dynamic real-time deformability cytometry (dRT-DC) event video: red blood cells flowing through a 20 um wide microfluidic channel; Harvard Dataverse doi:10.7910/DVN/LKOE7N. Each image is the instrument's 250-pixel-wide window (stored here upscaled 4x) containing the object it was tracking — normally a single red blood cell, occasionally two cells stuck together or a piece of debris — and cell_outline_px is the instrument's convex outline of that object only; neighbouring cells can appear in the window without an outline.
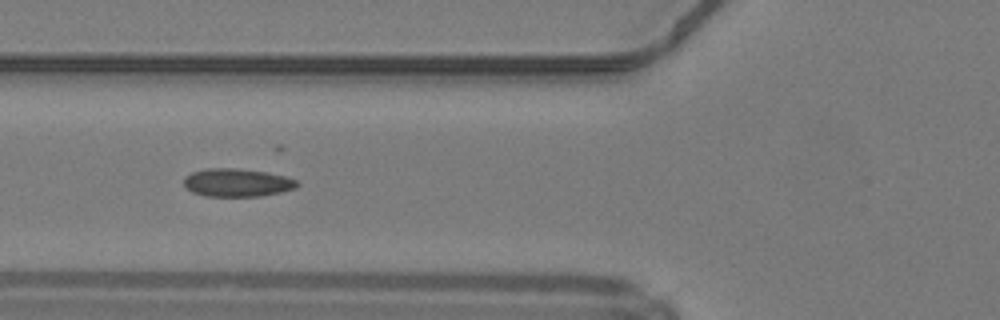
{"species": "common noctule bat (a hibernating species)", "species_latin": "Nyctalus noctula", "temperature_condition": "warm", "stored_images_in_passage": 35, "camera_frame_rate_fps": 3000, "um_per_image_px": 0.085, "animal": {"sex": "male", "body_mass_g": 19.2, "forearm_length_mm": 51.8}, "frame": {"image": 1, "passage_image": 6, "time_ms": 1.667, "image_size_px": [1000, 320], "cell_outline_px": [[300, 184], [296, 188], [280, 192], [260, 196], [204, 196], [192, 192], [184, 184], [184, 176], [192, 172], [208, 168], [232, 168], [264, 172], [284, 176], [296, 180]], "centroid_in_image_um": [20.14, 15.53], "position_along_channel_um": 105.7, "area_um2": 18.38}}
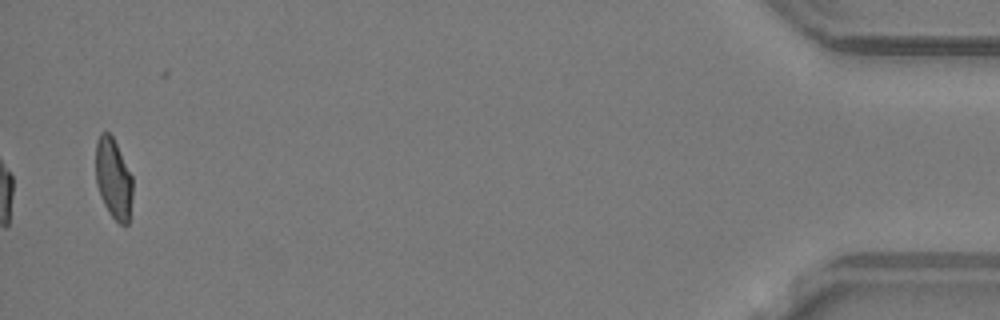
{"frame": {"image": 2, "passage_image": 35, "time_ms": 11.333, "image_size_px": [1000, 320], "cell_outline_px": [[132, 196], [128, 224], [124, 228], [108, 212], [100, 196], [96, 184], [96, 140], [100, 132], [108, 132], [112, 136], [132, 176]], "centroid_in_image_um": [9.63, 15.21], "position_along_channel_um": 425.6, "area_um2": 17.34}, "authors_computed_cell_mechanics": {"area_um2": 18.0336, "velocity_mm_per_s": 4.2371, "shape_relaxation_time_tau1_ms": 8.3132, "shape_relaxation_time_tau2_ms": 1.1468, "deformation_change_tau1": 0.1935, "deformation_change_tau2": 0.073}}